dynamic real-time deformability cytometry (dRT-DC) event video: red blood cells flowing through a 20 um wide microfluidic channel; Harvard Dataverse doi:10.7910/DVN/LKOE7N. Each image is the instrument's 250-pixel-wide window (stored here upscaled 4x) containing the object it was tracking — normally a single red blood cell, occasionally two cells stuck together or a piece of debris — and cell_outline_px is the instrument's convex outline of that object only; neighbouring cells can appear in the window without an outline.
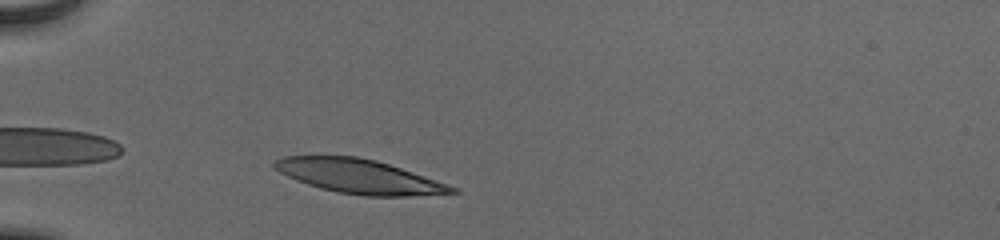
{"species": "human", "species_latin": "Homo sapiens", "temperature_condition": "cold", "stored_images_in_passage": 32, "camera_frame_rate_fps": 3000, "um_per_image_px": 0.085, "donor": {"sex": "male"}, "frame": {"image": 1, "passage_image": 2, "time_ms": 0.333, "image_size_px": [1000, 240], "cell_outline_px": [[460, 192], [408, 196], [364, 196], [336, 192], [320, 188], [296, 180], [272, 168], [272, 164], [280, 156], [356, 156], [376, 160], [448, 184], [456, 188]], "centroid_in_image_um": [30.48, 14.99], "position_along_channel_um": 54.5, "area_um2": 35.03}}
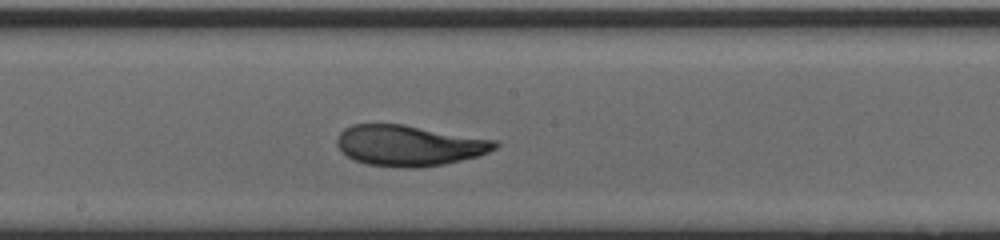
{"frame": {"image": 2, "passage_image": 16, "time_ms": 5.0, "image_size_px": [1000, 240], "cell_outline_px": [[500, 144], [496, 148], [488, 152], [476, 156], [444, 164], [416, 168], [400, 168], [368, 164], [356, 160], [348, 156], [336, 144], [336, 140], [340, 132], [344, 128], [352, 124], [404, 124], [500, 140]], "centroid_in_image_um": [34.81, 12.35], "position_along_channel_um": 213.4, "area_um2": 37.69}}
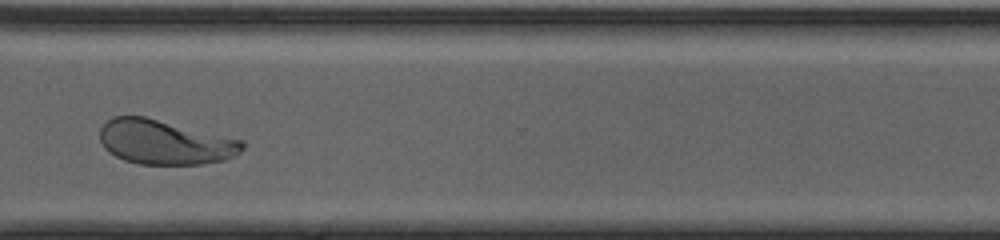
{"frame": {"image": 3, "passage_image": 27, "time_ms": 8.667, "image_size_px": [1000, 240], "cell_outline_px": [[244, 148], [240, 152], [224, 160], [200, 164], [140, 164], [124, 160], [108, 152], [104, 148], [100, 140], [100, 128], [112, 116], [144, 116], [244, 140]], "centroid_in_image_um": [14.0, 12.08], "position_along_channel_um": 356.6, "area_um2": 36.93}, "authors_computed_cell_mechanics": {"area_um2": 37.1076, "velocity_mm_per_s": 3.8856, "shape_relaxation_time_tau1_ms": 4.4647, "shape_relaxation_time_tau2_ms": 0.8957, "deformation_change_tau1": 0.1862, "deformation_change_tau2": 0.0684}}